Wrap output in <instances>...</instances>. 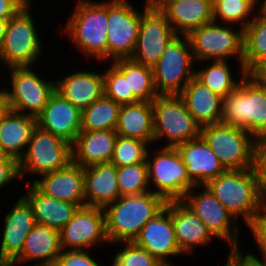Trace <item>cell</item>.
Masks as SVG:
<instances>
[{"label": "cell", "mask_w": 266, "mask_h": 266, "mask_svg": "<svg viewBox=\"0 0 266 266\" xmlns=\"http://www.w3.org/2000/svg\"><path fill=\"white\" fill-rule=\"evenodd\" d=\"M166 201L153 191L120 197L104 208L109 243L134 242L142 227L158 214Z\"/></svg>", "instance_id": "1"}, {"label": "cell", "mask_w": 266, "mask_h": 266, "mask_svg": "<svg viewBox=\"0 0 266 266\" xmlns=\"http://www.w3.org/2000/svg\"><path fill=\"white\" fill-rule=\"evenodd\" d=\"M241 73L238 87L222 100L221 123L240 127L257 141L266 140V89Z\"/></svg>", "instance_id": "2"}, {"label": "cell", "mask_w": 266, "mask_h": 266, "mask_svg": "<svg viewBox=\"0 0 266 266\" xmlns=\"http://www.w3.org/2000/svg\"><path fill=\"white\" fill-rule=\"evenodd\" d=\"M205 186L235 218L242 215L247 225L264 209L254 167L226 170Z\"/></svg>", "instance_id": "3"}, {"label": "cell", "mask_w": 266, "mask_h": 266, "mask_svg": "<svg viewBox=\"0 0 266 266\" xmlns=\"http://www.w3.org/2000/svg\"><path fill=\"white\" fill-rule=\"evenodd\" d=\"M66 31L85 56L107 60V2L79 0Z\"/></svg>", "instance_id": "4"}, {"label": "cell", "mask_w": 266, "mask_h": 266, "mask_svg": "<svg viewBox=\"0 0 266 266\" xmlns=\"http://www.w3.org/2000/svg\"><path fill=\"white\" fill-rule=\"evenodd\" d=\"M200 136L225 170H246L254 167L258 141L244 129L220 122L201 127Z\"/></svg>", "instance_id": "5"}, {"label": "cell", "mask_w": 266, "mask_h": 266, "mask_svg": "<svg viewBox=\"0 0 266 266\" xmlns=\"http://www.w3.org/2000/svg\"><path fill=\"white\" fill-rule=\"evenodd\" d=\"M181 36V37H180ZM193 52L187 35L176 33L166 43L165 51L152 67L158 95H179L195 77Z\"/></svg>", "instance_id": "6"}, {"label": "cell", "mask_w": 266, "mask_h": 266, "mask_svg": "<svg viewBox=\"0 0 266 266\" xmlns=\"http://www.w3.org/2000/svg\"><path fill=\"white\" fill-rule=\"evenodd\" d=\"M152 105L154 142L167 138L166 147H176L200 136L201 127L179 95H158Z\"/></svg>", "instance_id": "7"}, {"label": "cell", "mask_w": 266, "mask_h": 266, "mask_svg": "<svg viewBox=\"0 0 266 266\" xmlns=\"http://www.w3.org/2000/svg\"><path fill=\"white\" fill-rule=\"evenodd\" d=\"M31 3L8 20L4 41L0 47V60L11 67L30 66L41 53L42 43L36 32L29 10Z\"/></svg>", "instance_id": "8"}, {"label": "cell", "mask_w": 266, "mask_h": 266, "mask_svg": "<svg viewBox=\"0 0 266 266\" xmlns=\"http://www.w3.org/2000/svg\"><path fill=\"white\" fill-rule=\"evenodd\" d=\"M26 148L18 162L20 179L25 173L41 177L66 167L72 161V145L38 126L33 130Z\"/></svg>", "instance_id": "9"}, {"label": "cell", "mask_w": 266, "mask_h": 266, "mask_svg": "<svg viewBox=\"0 0 266 266\" xmlns=\"http://www.w3.org/2000/svg\"><path fill=\"white\" fill-rule=\"evenodd\" d=\"M30 68V66L8 68L12 72L10 75L12 90L3 89V106L36 118L55 92V83L38 77Z\"/></svg>", "instance_id": "10"}, {"label": "cell", "mask_w": 266, "mask_h": 266, "mask_svg": "<svg viewBox=\"0 0 266 266\" xmlns=\"http://www.w3.org/2000/svg\"><path fill=\"white\" fill-rule=\"evenodd\" d=\"M154 159L149 160L147 153L146 164L148 180L153 182L157 189L153 191L166 202L179 201L195 186L189 179L187 168L175 147L163 146Z\"/></svg>", "instance_id": "11"}, {"label": "cell", "mask_w": 266, "mask_h": 266, "mask_svg": "<svg viewBox=\"0 0 266 266\" xmlns=\"http://www.w3.org/2000/svg\"><path fill=\"white\" fill-rule=\"evenodd\" d=\"M194 60H223L238 57L242 72H245L243 61L244 32L234 31L229 26H219L216 21L209 22L194 29L187 35Z\"/></svg>", "instance_id": "12"}, {"label": "cell", "mask_w": 266, "mask_h": 266, "mask_svg": "<svg viewBox=\"0 0 266 266\" xmlns=\"http://www.w3.org/2000/svg\"><path fill=\"white\" fill-rule=\"evenodd\" d=\"M142 14L127 0L107 2V59L131 58L139 34Z\"/></svg>", "instance_id": "13"}, {"label": "cell", "mask_w": 266, "mask_h": 266, "mask_svg": "<svg viewBox=\"0 0 266 266\" xmlns=\"http://www.w3.org/2000/svg\"><path fill=\"white\" fill-rule=\"evenodd\" d=\"M139 34L131 59L152 68L165 51L166 43L176 33L152 0L144 5Z\"/></svg>", "instance_id": "14"}, {"label": "cell", "mask_w": 266, "mask_h": 266, "mask_svg": "<svg viewBox=\"0 0 266 266\" xmlns=\"http://www.w3.org/2000/svg\"><path fill=\"white\" fill-rule=\"evenodd\" d=\"M101 241L109 243L104 208L80 207L60 230L62 250H87Z\"/></svg>", "instance_id": "15"}, {"label": "cell", "mask_w": 266, "mask_h": 266, "mask_svg": "<svg viewBox=\"0 0 266 266\" xmlns=\"http://www.w3.org/2000/svg\"><path fill=\"white\" fill-rule=\"evenodd\" d=\"M203 188L205 189L196 195L191 193L194 192L193 189L190 190L181 201L205 223L213 237L228 241L231 244V251L239 250L240 242H238L235 217L206 186ZM230 223L233 224V231Z\"/></svg>", "instance_id": "16"}, {"label": "cell", "mask_w": 266, "mask_h": 266, "mask_svg": "<svg viewBox=\"0 0 266 266\" xmlns=\"http://www.w3.org/2000/svg\"><path fill=\"white\" fill-rule=\"evenodd\" d=\"M81 116L80 109L55 91L36 117V125L73 145L81 132Z\"/></svg>", "instance_id": "17"}, {"label": "cell", "mask_w": 266, "mask_h": 266, "mask_svg": "<svg viewBox=\"0 0 266 266\" xmlns=\"http://www.w3.org/2000/svg\"><path fill=\"white\" fill-rule=\"evenodd\" d=\"M4 217L0 265H11L20 256L25 239L36 222L32 207L24 196Z\"/></svg>", "instance_id": "18"}, {"label": "cell", "mask_w": 266, "mask_h": 266, "mask_svg": "<svg viewBox=\"0 0 266 266\" xmlns=\"http://www.w3.org/2000/svg\"><path fill=\"white\" fill-rule=\"evenodd\" d=\"M35 179L32 183L45 195L71 202L79 208L86 206L84 168L71 161L66 167Z\"/></svg>", "instance_id": "19"}, {"label": "cell", "mask_w": 266, "mask_h": 266, "mask_svg": "<svg viewBox=\"0 0 266 266\" xmlns=\"http://www.w3.org/2000/svg\"><path fill=\"white\" fill-rule=\"evenodd\" d=\"M134 243L165 263H169L166 257L182 253L175 238L171 214L166 207L142 227Z\"/></svg>", "instance_id": "20"}, {"label": "cell", "mask_w": 266, "mask_h": 266, "mask_svg": "<svg viewBox=\"0 0 266 266\" xmlns=\"http://www.w3.org/2000/svg\"><path fill=\"white\" fill-rule=\"evenodd\" d=\"M165 15L175 33L188 35L213 21L212 0H152Z\"/></svg>", "instance_id": "21"}, {"label": "cell", "mask_w": 266, "mask_h": 266, "mask_svg": "<svg viewBox=\"0 0 266 266\" xmlns=\"http://www.w3.org/2000/svg\"><path fill=\"white\" fill-rule=\"evenodd\" d=\"M175 148L187 168L190 181L195 186H205L226 171L201 136Z\"/></svg>", "instance_id": "22"}, {"label": "cell", "mask_w": 266, "mask_h": 266, "mask_svg": "<svg viewBox=\"0 0 266 266\" xmlns=\"http://www.w3.org/2000/svg\"><path fill=\"white\" fill-rule=\"evenodd\" d=\"M165 207L171 214L175 238L183 254L192 253L194 247L213 239L205 223L181 200L168 201Z\"/></svg>", "instance_id": "23"}, {"label": "cell", "mask_w": 266, "mask_h": 266, "mask_svg": "<svg viewBox=\"0 0 266 266\" xmlns=\"http://www.w3.org/2000/svg\"><path fill=\"white\" fill-rule=\"evenodd\" d=\"M86 206L105 208L121 197L117 184V166L111 162L84 168Z\"/></svg>", "instance_id": "24"}, {"label": "cell", "mask_w": 266, "mask_h": 266, "mask_svg": "<svg viewBox=\"0 0 266 266\" xmlns=\"http://www.w3.org/2000/svg\"><path fill=\"white\" fill-rule=\"evenodd\" d=\"M117 136L115 130L81 131L72 145V161L83 168L111 162Z\"/></svg>", "instance_id": "25"}, {"label": "cell", "mask_w": 266, "mask_h": 266, "mask_svg": "<svg viewBox=\"0 0 266 266\" xmlns=\"http://www.w3.org/2000/svg\"><path fill=\"white\" fill-rule=\"evenodd\" d=\"M36 126L35 117L3 106L0 109V146L3 151L19 162Z\"/></svg>", "instance_id": "26"}, {"label": "cell", "mask_w": 266, "mask_h": 266, "mask_svg": "<svg viewBox=\"0 0 266 266\" xmlns=\"http://www.w3.org/2000/svg\"><path fill=\"white\" fill-rule=\"evenodd\" d=\"M55 91L81 111L104 96L103 73L78 71L55 82Z\"/></svg>", "instance_id": "27"}, {"label": "cell", "mask_w": 266, "mask_h": 266, "mask_svg": "<svg viewBox=\"0 0 266 266\" xmlns=\"http://www.w3.org/2000/svg\"><path fill=\"white\" fill-rule=\"evenodd\" d=\"M61 251L60 231L36 223L25 239L20 256L11 265L37 260L34 266H53Z\"/></svg>", "instance_id": "28"}, {"label": "cell", "mask_w": 266, "mask_h": 266, "mask_svg": "<svg viewBox=\"0 0 266 266\" xmlns=\"http://www.w3.org/2000/svg\"><path fill=\"white\" fill-rule=\"evenodd\" d=\"M179 96L200 127L221 122L223 98L212 92L195 77L190 80Z\"/></svg>", "instance_id": "29"}, {"label": "cell", "mask_w": 266, "mask_h": 266, "mask_svg": "<svg viewBox=\"0 0 266 266\" xmlns=\"http://www.w3.org/2000/svg\"><path fill=\"white\" fill-rule=\"evenodd\" d=\"M27 193L23 196L32 207L35 222L58 231L72 219L74 213L79 208L71 202L57 200L45 195L33 183Z\"/></svg>", "instance_id": "30"}, {"label": "cell", "mask_w": 266, "mask_h": 266, "mask_svg": "<svg viewBox=\"0 0 266 266\" xmlns=\"http://www.w3.org/2000/svg\"><path fill=\"white\" fill-rule=\"evenodd\" d=\"M115 131L125 138L154 142L152 102L121 105Z\"/></svg>", "instance_id": "31"}, {"label": "cell", "mask_w": 266, "mask_h": 266, "mask_svg": "<svg viewBox=\"0 0 266 266\" xmlns=\"http://www.w3.org/2000/svg\"><path fill=\"white\" fill-rule=\"evenodd\" d=\"M112 62L128 78L129 92H132L139 102H152L158 96L152 68L136 63L131 58Z\"/></svg>", "instance_id": "32"}, {"label": "cell", "mask_w": 266, "mask_h": 266, "mask_svg": "<svg viewBox=\"0 0 266 266\" xmlns=\"http://www.w3.org/2000/svg\"><path fill=\"white\" fill-rule=\"evenodd\" d=\"M121 105L103 96L82 110L81 131L115 130Z\"/></svg>", "instance_id": "33"}, {"label": "cell", "mask_w": 266, "mask_h": 266, "mask_svg": "<svg viewBox=\"0 0 266 266\" xmlns=\"http://www.w3.org/2000/svg\"><path fill=\"white\" fill-rule=\"evenodd\" d=\"M243 30V67L247 73L257 62L266 57V16L253 17Z\"/></svg>", "instance_id": "34"}, {"label": "cell", "mask_w": 266, "mask_h": 266, "mask_svg": "<svg viewBox=\"0 0 266 266\" xmlns=\"http://www.w3.org/2000/svg\"><path fill=\"white\" fill-rule=\"evenodd\" d=\"M227 60H215L210 66L195 71V78L212 92L224 98L236 89L241 80L232 78Z\"/></svg>", "instance_id": "35"}, {"label": "cell", "mask_w": 266, "mask_h": 266, "mask_svg": "<svg viewBox=\"0 0 266 266\" xmlns=\"http://www.w3.org/2000/svg\"><path fill=\"white\" fill-rule=\"evenodd\" d=\"M257 2V0H212L213 21L217 22L219 18L228 24L242 22L241 27L244 30L252 21L247 17L255 12Z\"/></svg>", "instance_id": "36"}, {"label": "cell", "mask_w": 266, "mask_h": 266, "mask_svg": "<svg viewBox=\"0 0 266 266\" xmlns=\"http://www.w3.org/2000/svg\"><path fill=\"white\" fill-rule=\"evenodd\" d=\"M117 184L121 197L150 192L146 161L117 167Z\"/></svg>", "instance_id": "37"}, {"label": "cell", "mask_w": 266, "mask_h": 266, "mask_svg": "<svg viewBox=\"0 0 266 266\" xmlns=\"http://www.w3.org/2000/svg\"><path fill=\"white\" fill-rule=\"evenodd\" d=\"M147 142L135 138L117 136L114 153L111 160L113 165L123 167L146 161L149 152Z\"/></svg>", "instance_id": "38"}, {"label": "cell", "mask_w": 266, "mask_h": 266, "mask_svg": "<svg viewBox=\"0 0 266 266\" xmlns=\"http://www.w3.org/2000/svg\"><path fill=\"white\" fill-rule=\"evenodd\" d=\"M104 96L112 99L119 105L139 102L132 92H129L128 78L112 63L103 73Z\"/></svg>", "instance_id": "39"}, {"label": "cell", "mask_w": 266, "mask_h": 266, "mask_svg": "<svg viewBox=\"0 0 266 266\" xmlns=\"http://www.w3.org/2000/svg\"><path fill=\"white\" fill-rule=\"evenodd\" d=\"M114 256L112 266H155L159 261L147 250L134 242H126Z\"/></svg>", "instance_id": "40"}, {"label": "cell", "mask_w": 266, "mask_h": 266, "mask_svg": "<svg viewBox=\"0 0 266 266\" xmlns=\"http://www.w3.org/2000/svg\"><path fill=\"white\" fill-rule=\"evenodd\" d=\"M254 169L258 178V192L263 205H266V140L257 142Z\"/></svg>", "instance_id": "41"}, {"label": "cell", "mask_w": 266, "mask_h": 266, "mask_svg": "<svg viewBox=\"0 0 266 266\" xmlns=\"http://www.w3.org/2000/svg\"><path fill=\"white\" fill-rule=\"evenodd\" d=\"M65 251V252H64ZM53 266H101L86 250H62Z\"/></svg>", "instance_id": "42"}, {"label": "cell", "mask_w": 266, "mask_h": 266, "mask_svg": "<svg viewBox=\"0 0 266 266\" xmlns=\"http://www.w3.org/2000/svg\"><path fill=\"white\" fill-rule=\"evenodd\" d=\"M247 226L263 254L262 263L266 264V210L260 211Z\"/></svg>", "instance_id": "43"}, {"label": "cell", "mask_w": 266, "mask_h": 266, "mask_svg": "<svg viewBox=\"0 0 266 266\" xmlns=\"http://www.w3.org/2000/svg\"><path fill=\"white\" fill-rule=\"evenodd\" d=\"M20 179L19 163L10 156H7L3 161H0V189L13 179Z\"/></svg>", "instance_id": "44"}, {"label": "cell", "mask_w": 266, "mask_h": 266, "mask_svg": "<svg viewBox=\"0 0 266 266\" xmlns=\"http://www.w3.org/2000/svg\"><path fill=\"white\" fill-rule=\"evenodd\" d=\"M227 266H266L255 255L246 253L245 255L239 250H230L227 262Z\"/></svg>", "instance_id": "45"}, {"label": "cell", "mask_w": 266, "mask_h": 266, "mask_svg": "<svg viewBox=\"0 0 266 266\" xmlns=\"http://www.w3.org/2000/svg\"><path fill=\"white\" fill-rule=\"evenodd\" d=\"M29 3L30 0H0V19H10Z\"/></svg>", "instance_id": "46"}, {"label": "cell", "mask_w": 266, "mask_h": 266, "mask_svg": "<svg viewBox=\"0 0 266 266\" xmlns=\"http://www.w3.org/2000/svg\"><path fill=\"white\" fill-rule=\"evenodd\" d=\"M250 77L256 84L266 89V57L257 62L248 72Z\"/></svg>", "instance_id": "47"}, {"label": "cell", "mask_w": 266, "mask_h": 266, "mask_svg": "<svg viewBox=\"0 0 266 266\" xmlns=\"http://www.w3.org/2000/svg\"><path fill=\"white\" fill-rule=\"evenodd\" d=\"M9 19H0V47L4 41Z\"/></svg>", "instance_id": "48"}, {"label": "cell", "mask_w": 266, "mask_h": 266, "mask_svg": "<svg viewBox=\"0 0 266 266\" xmlns=\"http://www.w3.org/2000/svg\"><path fill=\"white\" fill-rule=\"evenodd\" d=\"M8 155L3 151L2 147L0 146V161H3Z\"/></svg>", "instance_id": "49"}, {"label": "cell", "mask_w": 266, "mask_h": 266, "mask_svg": "<svg viewBox=\"0 0 266 266\" xmlns=\"http://www.w3.org/2000/svg\"><path fill=\"white\" fill-rule=\"evenodd\" d=\"M260 7V12H262L266 16V0H264L263 4Z\"/></svg>", "instance_id": "50"}, {"label": "cell", "mask_w": 266, "mask_h": 266, "mask_svg": "<svg viewBox=\"0 0 266 266\" xmlns=\"http://www.w3.org/2000/svg\"><path fill=\"white\" fill-rule=\"evenodd\" d=\"M155 266H173L171 263L159 261Z\"/></svg>", "instance_id": "51"}, {"label": "cell", "mask_w": 266, "mask_h": 266, "mask_svg": "<svg viewBox=\"0 0 266 266\" xmlns=\"http://www.w3.org/2000/svg\"><path fill=\"white\" fill-rule=\"evenodd\" d=\"M3 107V89L0 90V109Z\"/></svg>", "instance_id": "52"}]
</instances>
